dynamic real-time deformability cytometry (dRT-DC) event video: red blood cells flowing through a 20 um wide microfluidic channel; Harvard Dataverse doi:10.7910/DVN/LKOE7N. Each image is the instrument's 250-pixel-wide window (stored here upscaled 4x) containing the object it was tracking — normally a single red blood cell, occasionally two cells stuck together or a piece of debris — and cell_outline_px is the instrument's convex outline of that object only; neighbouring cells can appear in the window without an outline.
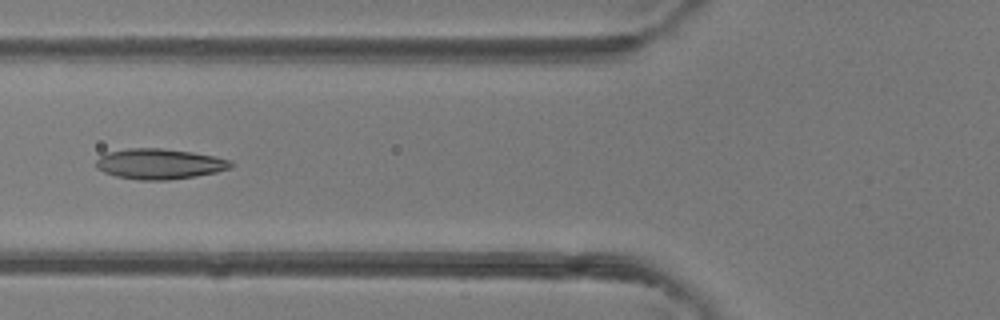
{"species": "common noctule bat (a hibernating species)", "species_latin": "Nyctalus noctula", "temperature_condition": "room temperature", "stored_images_in_passage": 5, "camera_frame_rate_fps": 3000, "um_per_image_px": 0.085, "animal": {"sex": "female"}, "frame": {"image": 1, "passage_image": 5, "time_ms": 4.667, "image_size_px": [1000, 320], "cell_outline_px": [[232, 168], [216, 172], [196, 176], [168, 180], [140, 180], [116, 176], [104, 172], [96, 168], [96, 160], [104, 152], [128, 148], [160, 148], [192, 152], [212, 156], [228, 160], [232, 164]], "centroid_in_image_um": [13.5, 13.93], "position_along_channel_um": 112.3, "area_um2": 23.87}}